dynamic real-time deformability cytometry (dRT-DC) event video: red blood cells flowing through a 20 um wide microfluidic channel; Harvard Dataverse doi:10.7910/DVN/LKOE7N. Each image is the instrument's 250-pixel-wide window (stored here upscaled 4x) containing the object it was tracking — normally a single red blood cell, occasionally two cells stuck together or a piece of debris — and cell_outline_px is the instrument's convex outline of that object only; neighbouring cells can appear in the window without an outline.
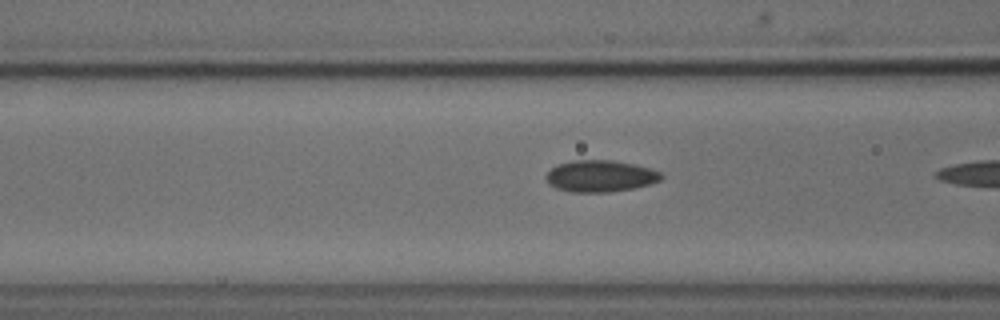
{"species": "common noctule bat (a hibernating species)", "species_latin": "Nyctalus noctula", "temperature_condition": "cold", "stored_images_in_passage": 18, "camera_frame_rate_fps": 3000, "um_per_image_px": 0.085, "animal": {"sex": "male", "body_mass_g": 18.8}, "frame": {"image": 1, "passage_image": 17, "time_ms": 5.333, "image_size_px": [1000, 320], "cell_outline_px": [[664, 176], [660, 180], [648, 184], [632, 188], [608, 192], [568, 192], [556, 188], [548, 184], [544, 176], [556, 164], [572, 160], [612, 160], [652, 168], [660, 172]], "centroid_in_image_um": [50.98, 14.96], "position_along_channel_um": 115.6, "area_um2": 21.33}}